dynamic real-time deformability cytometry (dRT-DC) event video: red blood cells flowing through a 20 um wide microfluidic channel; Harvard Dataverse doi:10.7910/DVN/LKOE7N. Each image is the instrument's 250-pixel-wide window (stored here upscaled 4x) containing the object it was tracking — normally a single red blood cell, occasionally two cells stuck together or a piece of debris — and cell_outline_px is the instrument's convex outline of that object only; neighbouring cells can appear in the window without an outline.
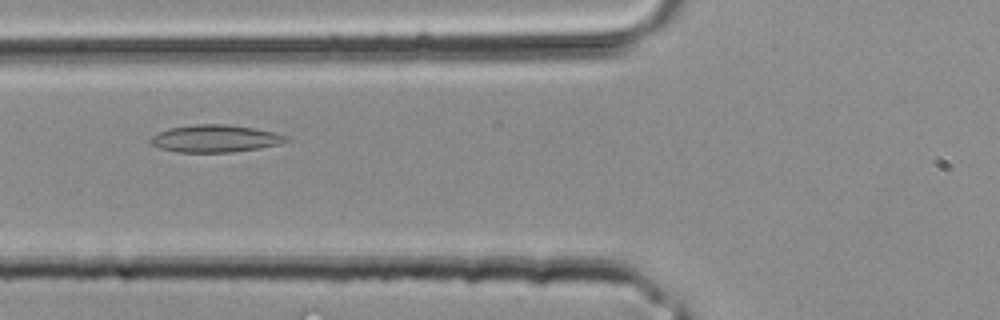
{"species": "common noctule bat (a hibernating species)", "species_latin": "Nyctalus noctula", "temperature_condition": "room temperature", "stored_images_in_passage": 30, "camera_frame_rate_fps": 3000, "um_per_image_px": 0.085, "animal": {"sex": "male", "body_mass_g": 20.4}, "frame": {"image": 1, "passage_image": 9, "time_ms": 2.667, "image_size_px": [1000, 320], "cell_outline_px": [[288, 140], [280, 144], [260, 148], [232, 152], [176, 152], [160, 148], [152, 144], [148, 140], [152, 136], [168, 128], [196, 124], [224, 124], [252, 128], [276, 132], [288, 136]], "centroid_in_image_um": [18.29, 11.78], "position_along_channel_um": 107.5, "area_um2": 21.56}}
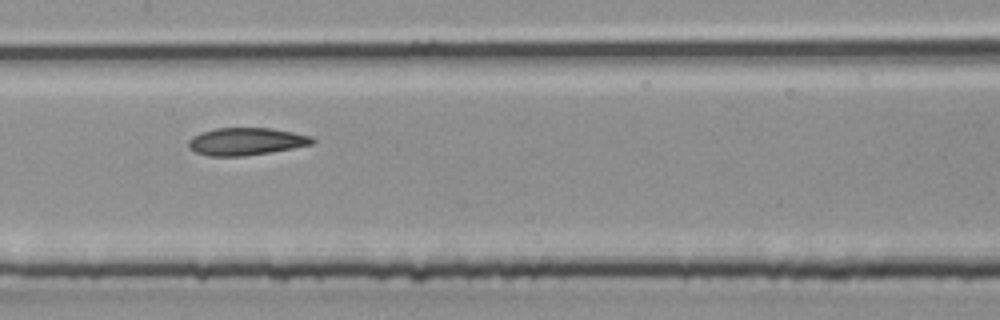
{"frame": {"image": 2, "passage_image": 13, "time_ms": 4.0, "image_size_px": [1000, 320], "cell_outline_px": [[316, 140], [312, 144], [292, 148], [244, 156], [208, 156], [196, 152], [188, 148], [188, 140], [192, 136], [200, 132], [216, 128], [272, 128], [312, 136]], "centroid_in_image_um": [20.88, 12.02], "position_along_channel_um": 186.5, "area_um2": 19.83}}
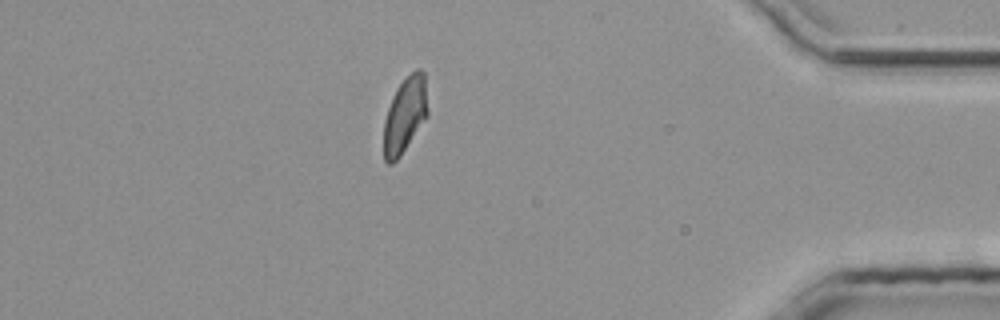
{"frame": {"image": 3, "passage_image": 26, "time_ms": 8.333, "image_size_px": [1000, 320], "cell_outline_px": [[428, 116], [400, 156], [392, 164], [388, 164], [384, 160], [384, 120], [388, 108], [396, 88], [416, 68], [420, 68], [424, 72], [428, 108]], "centroid_in_image_um": [34.43, 9.78], "position_along_channel_um": 400.8, "area_um2": 19.36}}